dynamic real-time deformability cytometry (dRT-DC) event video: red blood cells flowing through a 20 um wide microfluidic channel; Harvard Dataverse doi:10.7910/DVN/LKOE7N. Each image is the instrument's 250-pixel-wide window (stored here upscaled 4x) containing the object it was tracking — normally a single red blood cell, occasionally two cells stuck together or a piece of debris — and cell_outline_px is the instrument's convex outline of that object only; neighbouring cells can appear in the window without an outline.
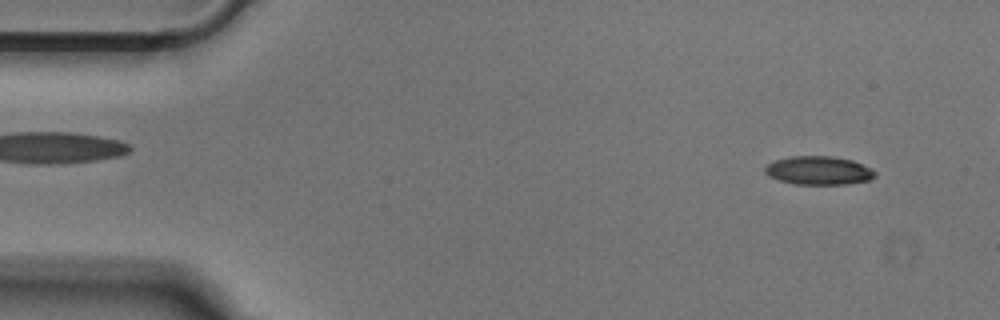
{"species": "Egyptian fruit bat (a non-hibernating species)", "species_latin": "Rousettus aegyptiacus", "temperature_condition": "cold", "stored_images_in_passage": 46, "camera_frame_rate_fps": 3000, "um_per_image_px": 0.085, "animal": {"sex": "male"}, "frame": {"image": 1, "passage_image": 3, "time_ms": 0.667, "image_size_px": [1000, 320], "cell_outline_px": [[876, 176], [868, 180], [848, 184], [796, 184], [780, 180], [768, 176], [764, 172], [764, 168], [768, 164], [776, 160], [792, 156], [832, 156], [852, 160], [872, 168], [876, 172]], "centroid_in_image_um": [69.6, 14.49], "position_along_channel_um": 15.4, "area_um2": 18.26}}
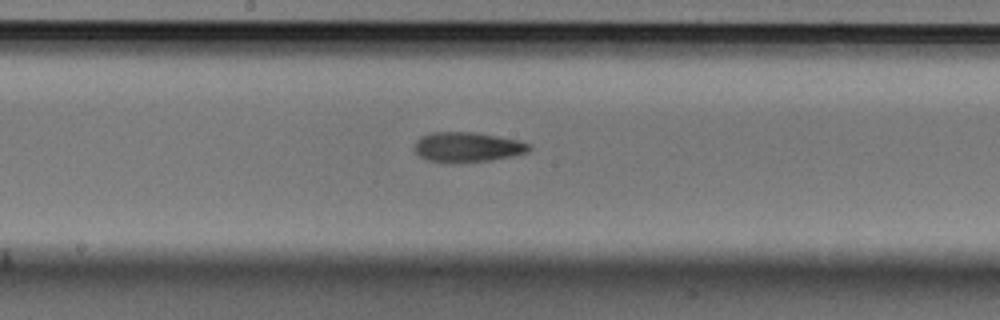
{"frame": {"image": 2, "passage_image": 25, "time_ms": 8.0, "image_size_px": [1000, 320], "cell_outline_px": [[532, 148], [528, 152], [512, 156], [492, 160], [452, 164], [448, 164], [428, 160], [420, 156], [416, 152], [416, 140], [420, 136], [432, 132], [476, 132], [520, 140], [528, 144]], "centroid_in_image_um": [39.73, 12.51], "position_along_channel_um": 208.5, "area_um2": 20.29}}
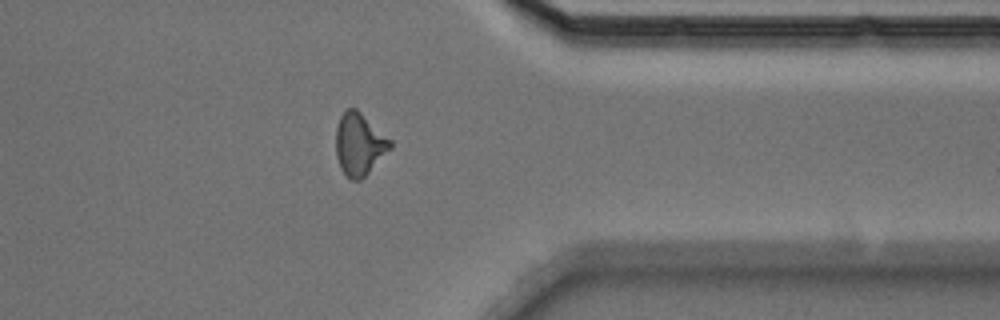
{"frame": {"image": 3, "passage_image": 39, "time_ms": 12.667, "image_size_px": [1000, 320], "cell_outline_px": [[392, 148], [360, 180], [352, 180], [340, 168], [336, 156], [336, 128], [340, 116], [348, 108], [356, 108], [392, 140]], "centroid_in_image_um": [30.54, 12.24], "position_along_channel_um": 380.9, "area_um2": 19.59}}